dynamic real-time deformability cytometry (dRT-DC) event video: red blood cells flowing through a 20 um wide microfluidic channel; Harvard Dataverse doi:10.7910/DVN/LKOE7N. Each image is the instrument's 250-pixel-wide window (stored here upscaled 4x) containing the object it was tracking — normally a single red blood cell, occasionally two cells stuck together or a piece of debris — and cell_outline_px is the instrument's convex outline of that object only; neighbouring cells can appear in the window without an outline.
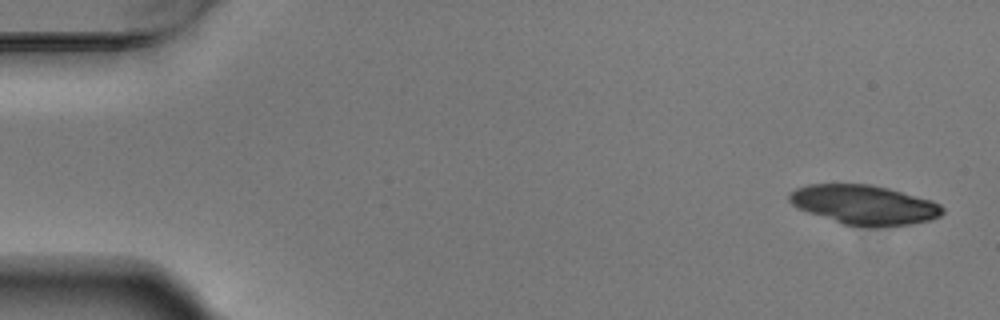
{"species": "Egyptian fruit bat (a non-hibernating species)", "species_latin": "Rousettus aegyptiacus", "temperature_condition": "warm", "stored_images_in_passage": 4, "camera_frame_rate_fps": 3000, "um_per_image_px": 0.085, "animal": {"sex": "male"}, "frame": {"image": 1, "passage_image": 1, "time_ms": 0.0, "image_size_px": [1000, 320], "cell_outline_px": [[944, 212], [940, 216], [932, 220], [912, 224], [844, 224], [796, 208], [788, 200], [788, 196], [796, 188], [808, 184], [872, 184], [888, 188], [932, 200], [940, 204], [944, 208]], "centroid_in_image_um": [73.46, 17.36], "position_along_channel_um": 11.5, "area_um2": 34.51}}